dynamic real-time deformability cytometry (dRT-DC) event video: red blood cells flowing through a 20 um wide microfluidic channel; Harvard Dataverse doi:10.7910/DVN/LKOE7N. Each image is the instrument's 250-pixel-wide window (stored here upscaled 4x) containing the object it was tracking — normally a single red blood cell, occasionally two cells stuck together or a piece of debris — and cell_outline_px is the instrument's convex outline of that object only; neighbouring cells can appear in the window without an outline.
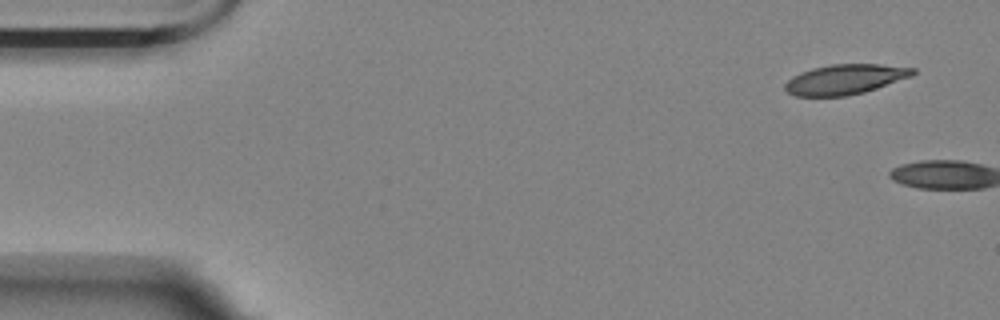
{"species": "Egyptian fruit bat (a non-hibernating species)", "species_latin": "Rousettus aegyptiacus", "temperature_condition": "room temperature", "stored_images_in_passage": 3, "camera_frame_rate_fps": 3000, "um_per_image_px": 0.085, "animal": {"sex": "female"}, "frame": {"image": 1, "passage_image": 1, "time_ms": 0.0, "image_size_px": [1000, 320], "cell_outline_px": [[916, 72], [912, 76], [864, 92], [844, 96], [796, 96], [788, 92], [784, 88], [784, 84], [792, 76], [800, 72], [812, 68], [832, 64], [880, 64], [916, 68]], "centroid_in_image_um": [71.82, 6.73], "position_along_channel_um": 13.2, "area_um2": 22.31}}